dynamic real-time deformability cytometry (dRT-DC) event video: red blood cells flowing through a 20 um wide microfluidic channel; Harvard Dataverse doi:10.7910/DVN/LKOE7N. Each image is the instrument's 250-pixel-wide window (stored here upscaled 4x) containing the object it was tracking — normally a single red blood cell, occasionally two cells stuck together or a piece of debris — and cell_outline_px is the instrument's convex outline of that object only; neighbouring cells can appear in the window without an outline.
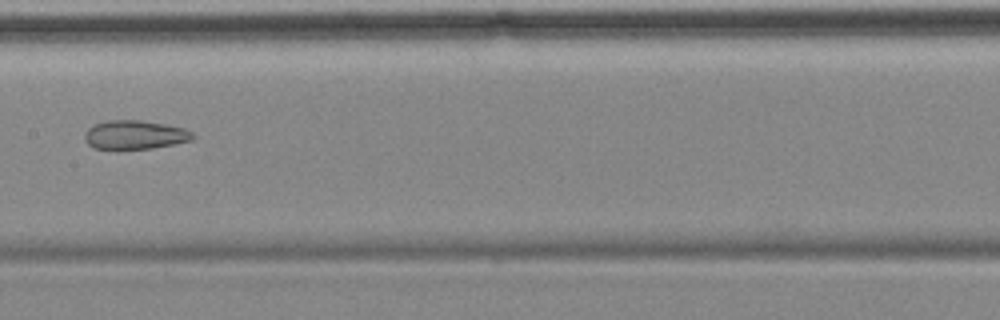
{"species": "common noctule bat (a hibernating species)", "species_latin": "Nyctalus noctula", "temperature_condition": "cold", "stored_images_in_passage": 8, "camera_frame_rate_fps": 3000, "um_per_image_px": 0.085, "animal": {"sex": "female", "body_mass_g": 18.4}, "frame": {"image": 1, "passage_image": 8, "time_ms": 8.333, "image_size_px": [1000, 320], "cell_outline_px": [[196, 136], [192, 140], [152, 148], [92, 148], [84, 140], [84, 132], [88, 128], [96, 124], [108, 120], [140, 120], [164, 124], [184, 128], [192, 132]], "centroid_in_image_um": [11.45, 11.45], "position_along_channel_um": 195.9, "area_um2": 17.98}}